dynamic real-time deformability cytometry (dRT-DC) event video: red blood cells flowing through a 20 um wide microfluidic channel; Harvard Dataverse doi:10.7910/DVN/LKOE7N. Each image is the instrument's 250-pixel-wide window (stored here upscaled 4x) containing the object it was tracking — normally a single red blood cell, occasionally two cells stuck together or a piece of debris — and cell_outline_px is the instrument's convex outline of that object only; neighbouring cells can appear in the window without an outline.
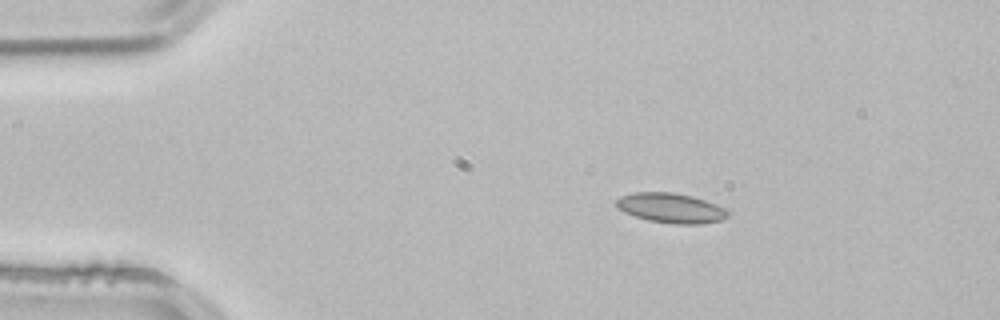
{"species": "common noctule bat (a hibernating species)", "species_latin": "Nyctalus noctula", "temperature_condition": "room temperature", "stored_images_in_passage": 2, "camera_frame_rate_fps": 3000, "um_per_image_px": 0.085, "animal": {"sex": "male", "body_mass_g": 21.5, "forearm_length_mm": 52.0}, "frame": {"image": 1, "passage_image": 1, "time_ms": 0.0, "image_size_px": [1000, 320], "cell_outline_px": [[728, 216], [720, 220], [700, 224], [676, 224], [648, 220], [624, 212], [616, 208], [616, 200], [620, 196], [632, 192], [672, 192], [692, 196], [716, 204], [724, 208], [728, 212]], "centroid_in_image_um": [56.99, 17.67], "position_along_channel_um": 28.0, "area_um2": 19.31}}